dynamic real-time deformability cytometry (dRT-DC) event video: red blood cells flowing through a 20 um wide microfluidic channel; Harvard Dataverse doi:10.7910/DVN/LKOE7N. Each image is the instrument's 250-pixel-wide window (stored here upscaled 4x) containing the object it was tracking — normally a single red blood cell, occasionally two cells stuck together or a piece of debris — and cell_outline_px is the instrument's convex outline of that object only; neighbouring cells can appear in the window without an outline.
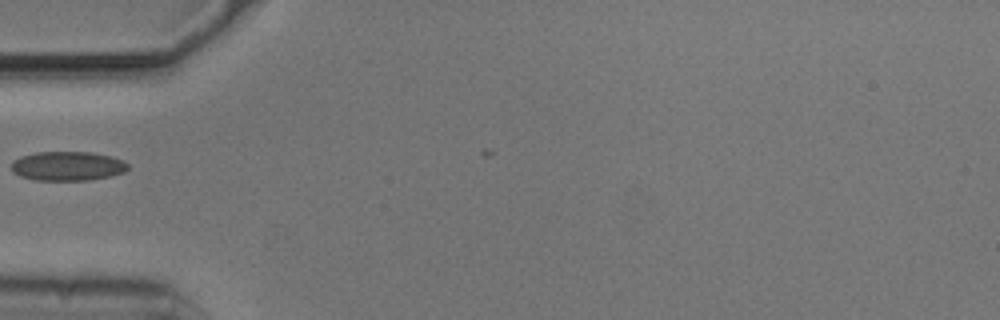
{"species": "common noctule bat (a hibernating species)", "species_latin": "Nyctalus noctula", "temperature_condition": "cold", "stored_images_in_passage": 26, "camera_frame_rate_fps": 3000, "um_per_image_px": 0.085, "animal": {"sex": "male", "body_mass_g": 20.5, "forearm_length_mm": 52.5}, "frame": {"image": 1, "passage_image": 1, "time_ms": 0.0, "image_size_px": [1000, 320], "cell_outline_px": [[128, 168], [124, 172], [112, 176], [88, 180], [36, 180], [20, 176], [12, 172], [12, 160], [20, 156], [36, 152], [92, 152], [112, 156], [124, 160], [128, 164]], "centroid_in_image_um": [5.75, 14.11], "position_along_channel_um": 79.2, "area_um2": 20.06}}